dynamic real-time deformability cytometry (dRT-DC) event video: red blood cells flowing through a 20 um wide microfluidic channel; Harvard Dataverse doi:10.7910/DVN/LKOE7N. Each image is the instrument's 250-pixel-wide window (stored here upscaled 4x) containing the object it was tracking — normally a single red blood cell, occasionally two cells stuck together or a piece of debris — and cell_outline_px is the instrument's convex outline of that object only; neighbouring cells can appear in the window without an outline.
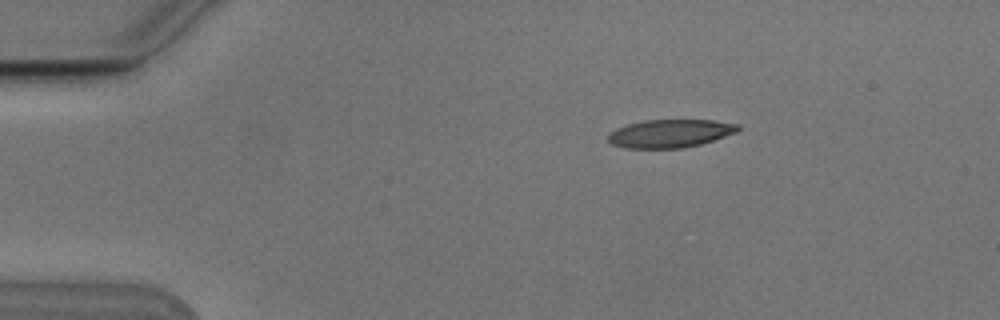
{"species": "Egyptian fruit bat (a non-hibernating species)", "species_latin": "Rousettus aegyptiacus", "temperature_condition": "cold", "stored_images_in_passage": 5, "camera_frame_rate_fps": 3000, "um_per_image_px": 0.085, "animal": {"sex": "male"}, "frame": {"image": 1, "passage_image": 2, "time_ms": 0.333, "image_size_px": [1000, 320], "cell_outline_px": [[740, 128], [736, 132], [700, 144], [684, 148], [624, 148], [612, 144], [608, 140], [608, 132], [616, 128], [628, 124], [644, 120], [712, 120], [740, 124]], "centroid_in_image_um": [56.93, 11.34], "position_along_channel_um": 28.1, "area_um2": 21.27}}